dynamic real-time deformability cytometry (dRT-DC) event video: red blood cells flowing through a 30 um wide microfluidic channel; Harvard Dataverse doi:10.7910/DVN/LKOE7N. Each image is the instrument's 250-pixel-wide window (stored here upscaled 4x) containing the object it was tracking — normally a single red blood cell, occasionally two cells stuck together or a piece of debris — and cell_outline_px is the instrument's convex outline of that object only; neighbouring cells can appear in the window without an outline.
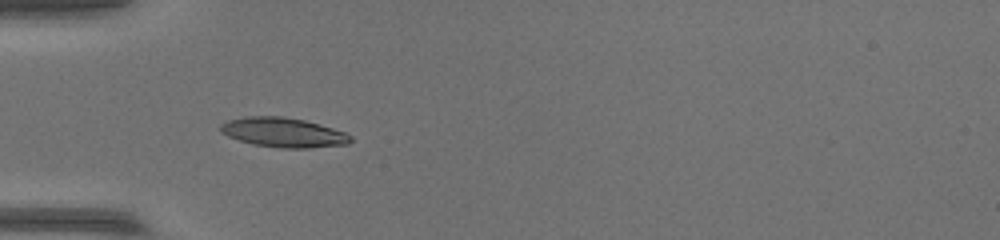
{"species": "common noctule bat (a hibernating species)", "species_latin": "Nyctalus noctula", "temperature_condition": "warm", "stored_images_in_passage": 36, "camera_frame_rate_fps": 3000, "um_per_image_px": 0.085, "animal": {"sex": "female", "body_mass_g": 17.0, "forearm_length_mm": 48.0}, "frame": {"image": 1, "passage_image": 1, "time_ms": 0.0, "image_size_px": [1000, 240], "cell_outline_px": [[352, 140], [348, 144], [308, 148], [280, 148], [252, 144], [228, 136], [220, 132], [220, 124], [228, 120], [248, 116], [284, 116], [304, 120], [332, 128], [344, 132], [352, 136]], "centroid_in_image_um": [24.07, 11.26], "position_along_channel_um": 60.9, "area_um2": 22.37}}
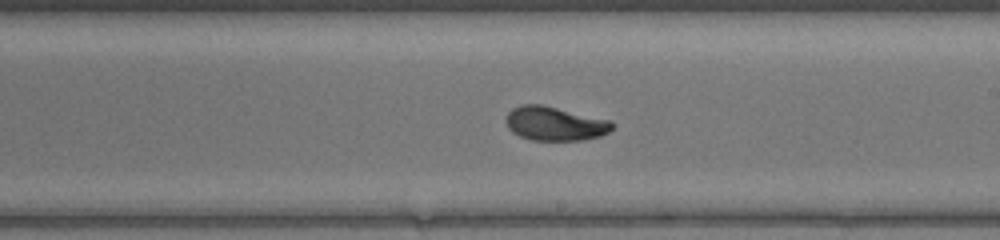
{"frame": {"image": 2, "passage_image": 15, "time_ms": 4.667, "image_size_px": [1000, 240], "cell_outline_px": [[616, 124], [608, 132], [600, 136], [580, 140], [532, 140], [520, 136], [512, 132], [508, 128], [504, 120], [508, 112], [512, 108], [520, 104], [540, 104], [612, 120]], "centroid_in_image_um": [47.15, 10.5], "position_along_channel_um": 241.8, "area_um2": 21.21}}
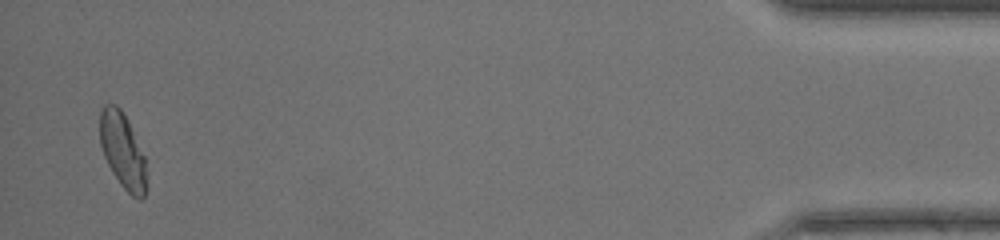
{"frame": {"image": 3, "passage_image": 35, "time_ms": 11.333, "image_size_px": [1000, 240], "cell_outline_px": [[148, 188], [144, 196], [140, 200], [132, 196], [120, 184], [112, 172], [104, 156], [100, 144], [100, 112], [104, 104], [116, 104], [120, 108], [128, 120], [144, 156]], "centroid_in_image_um": [10.43, 12.83], "position_along_channel_um": 424.8, "area_um2": 20.58}}